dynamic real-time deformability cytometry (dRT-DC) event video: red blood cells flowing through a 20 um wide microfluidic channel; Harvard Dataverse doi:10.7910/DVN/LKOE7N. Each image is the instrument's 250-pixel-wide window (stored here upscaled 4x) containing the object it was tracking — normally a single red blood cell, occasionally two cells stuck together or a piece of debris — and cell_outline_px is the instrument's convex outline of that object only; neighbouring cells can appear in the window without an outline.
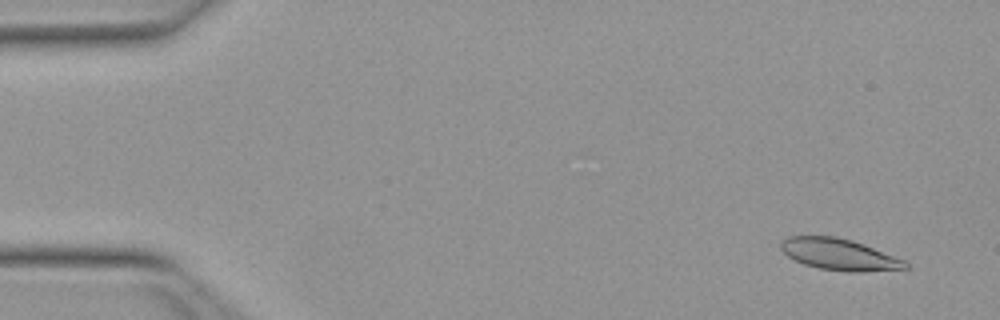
{"species": "Egyptian fruit bat (a non-hibernating species)", "species_latin": "Rousettus aegyptiacus", "temperature_condition": "warm", "stored_images_in_passage": 14, "camera_frame_rate_fps": 3000, "um_per_image_px": 0.085, "animal": {"sex": "female"}, "frame": {"image": 1, "passage_image": 4, "time_ms": 1.0, "image_size_px": [1000, 320], "cell_outline_px": [[908, 268], [860, 272], [848, 272], [820, 268], [804, 264], [788, 256], [780, 248], [780, 244], [788, 236], [836, 236], [852, 240], [904, 260], [908, 264]], "centroid_in_image_um": [71.32, 21.62], "position_along_channel_um": 13.7, "area_um2": 22.48}}